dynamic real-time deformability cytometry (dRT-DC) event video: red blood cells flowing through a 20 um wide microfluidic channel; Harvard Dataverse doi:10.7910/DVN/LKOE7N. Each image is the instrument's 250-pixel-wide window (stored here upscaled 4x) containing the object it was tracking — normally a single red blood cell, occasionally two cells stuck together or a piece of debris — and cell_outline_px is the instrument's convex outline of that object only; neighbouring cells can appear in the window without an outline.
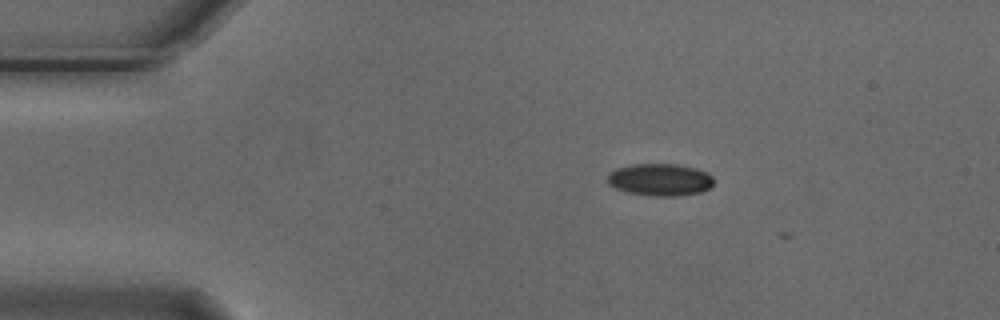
{"species": "Egyptian fruit bat (a non-hibernating species)", "species_latin": "Rousettus aegyptiacus", "temperature_condition": "cold", "stored_images_in_passage": 6, "camera_frame_rate_fps": 3000, "um_per_image_px": 0.085, "animal": {"sex": "male"}, "frame": {"image": 1, "passage_image": 3, "time_ms": 0.667, "image_size_px": [1000, 320], "cell_outline_px": [[712, 184], [708, 188], [700, 192], [676, 196], [656, 196], [628, 192], [616, 188], [608, 184], [608, 172], [616, 168], [632, 164], [680, 164], [696, 168], [708, 172], [712, 176]], "centroid_in_image_um": [56.09, 15.25], "position_along_channel_um": 28.9, "area_um2": 19.94}}
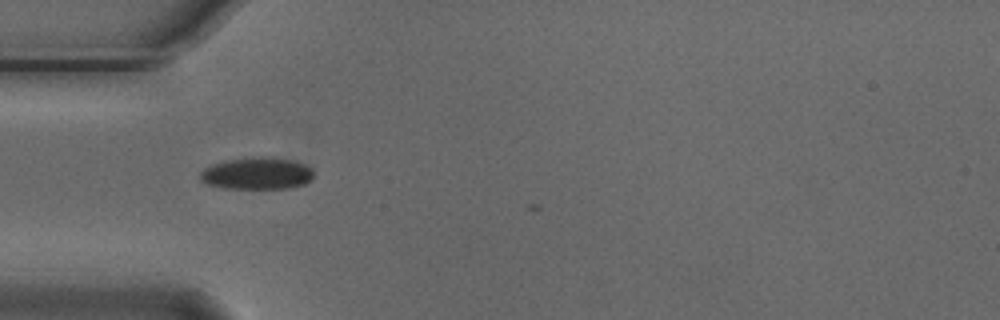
{"frame": {"image": 2, "passage_image": 5, "time_ms": 1.333, "image_size_px": [1000, 320], "cell_outline_px": [[312, 180], [304, 184], [292, 188], [220, 188], [208, 184], [200, 180], [200, 172], [204, 168], [212, 164], [228, 160], [260, 156], [268, 156], [296, 160], [312, 168]], "centroid_in_image_um": [21.86, 14.73], "position_along_channel_um": 63.1, "area_um2": 21.39}}